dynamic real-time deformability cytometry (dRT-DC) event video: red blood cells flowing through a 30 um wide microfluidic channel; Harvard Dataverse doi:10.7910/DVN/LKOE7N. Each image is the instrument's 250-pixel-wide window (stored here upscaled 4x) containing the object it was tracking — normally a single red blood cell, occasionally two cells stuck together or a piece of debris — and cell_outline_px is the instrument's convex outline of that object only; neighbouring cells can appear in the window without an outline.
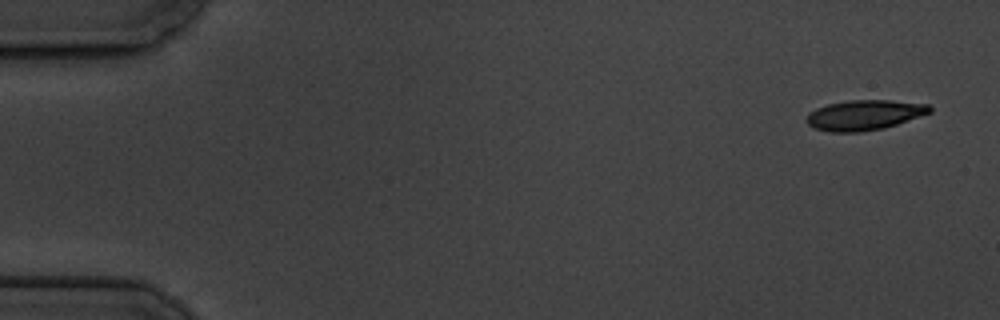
{"species": "common noctule bat (a hibernating species)", "species_latin": "Nyctalus noctula", "temperature_condition": "cold", "stored_images_in_passage": 4, "camera_frame_rate_fps": 3000, "um_per_image_px": 0.085, "animal": {"sex": "male", "body_mass_g": 19.5, "forearm_length_mm": 54.6}, "frame": {"image": 1, "passage_image": 1, "time_ms": 0.0, "image_size_px": [1000, 320], "cell_outline_px": [[932, 112], [884, 128], [860, 132], [832, 132], [812, 128], [804, 120], [808, 112], [816, 108], [828, 104], [848, 100], [888, 100], [928, 104], [932, 108]], "centroid_in_image_um": [73.42, 9.78], "position_along_channel_um": 11.6, "area_um2": 21.73}}